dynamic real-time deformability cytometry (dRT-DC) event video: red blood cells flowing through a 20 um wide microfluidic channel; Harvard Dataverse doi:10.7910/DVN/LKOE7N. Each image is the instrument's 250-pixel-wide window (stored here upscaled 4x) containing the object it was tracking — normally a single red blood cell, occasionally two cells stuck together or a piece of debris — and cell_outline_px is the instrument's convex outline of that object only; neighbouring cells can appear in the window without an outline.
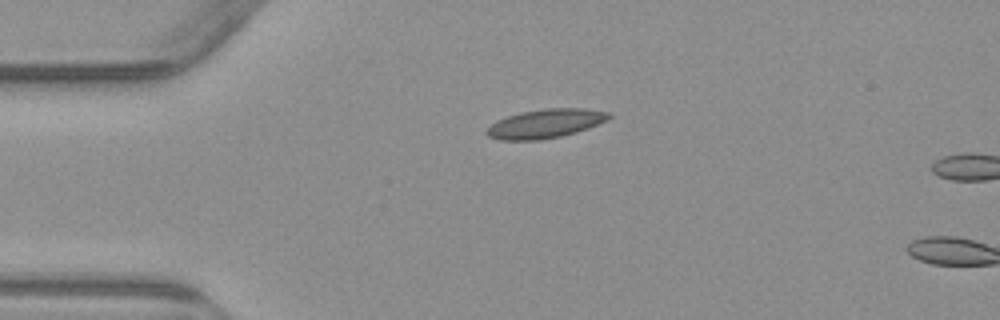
{"species": "common noctule bat (a hibernating species)", "species_latin": "Nyctalus noctula", "temperature_condition": "warm", "stored_images_in_passage": 6, "camera_frame_rate_fps": 3000, "um_per_image_px": 0.085, "animal": {"sex": "male", "body_mass_g": 23.1, "forearm_length_mm": 52.7}, "frame": {"image": 1, "passage_image": 6, "time_ms": 7.0, "image_size_px": [1000, 320], "cell_outline_px": [[612, 116], [608, 120], [588, 128], [576, 132], [560, 136], [540, 140], [500, 140], [488, 136], [484, 132], [496, 120], [520, 112], [544, 108], [584, 108], [612, 112]], "centroid_in_image_um": [46.38, 10.49], "position_along_channel_um": 38.6, "area_um2": 20.75}}